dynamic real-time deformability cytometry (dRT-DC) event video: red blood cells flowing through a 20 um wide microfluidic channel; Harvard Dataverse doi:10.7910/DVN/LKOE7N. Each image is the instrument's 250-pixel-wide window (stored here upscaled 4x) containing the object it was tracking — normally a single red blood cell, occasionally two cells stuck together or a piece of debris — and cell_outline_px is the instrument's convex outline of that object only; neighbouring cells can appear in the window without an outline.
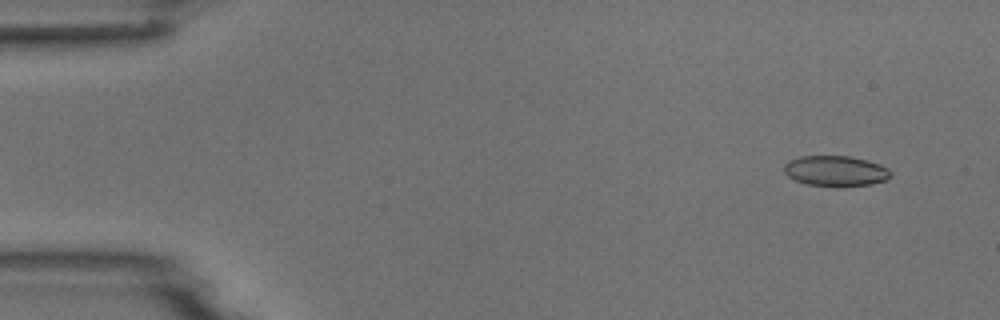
{"species": "common noctule bat (a hibernating species)", "species_latin": "Nyctalus noctula", "temperature_condition": "room temperature", "stored_images_in_passage": 4, "camera_frame_rate_fps": 3000, "um_per_image_px": 0.085, "animal": {"sex": "male", "body_mass_g": 18.8}, "frame": {"image": 1, "passage_image": 1, "time_ms": 0.0, "image_size_px": [1000, 320], "cell_outline_px": [[892, 172], [884, 180], [868, 184], [808, 184], [796, 180], [788, 176], [784, 172], [784, 164], [788, 160], [800, 156], [848, 156], [880, 164], [888, 168]], "centroid_in_image_um": [70.97, 14.48], "position_along_channel_um": 14.0, "area_um2": 18.09}}
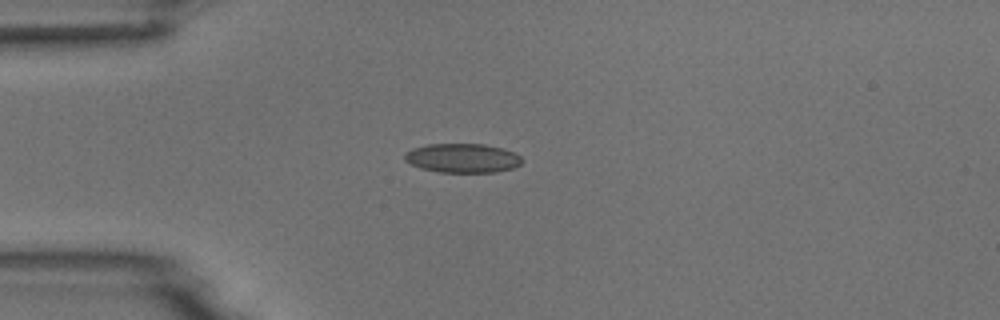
{"frame": {"image": 2, "passage_image": 4, "time_ms": 3.333, "image_size_px": [1000, 320], "cell_outline_px": [[520, 164], [516, 168], [496, 172], [440, 172], [420, 168], [404, 160], [404, 156], [412, 148], [428, 144], [484, 144], [516, 152], [520, 156]], "centroid_in_image_um": [39.33, 13.44], "position_along_channel_um": 45.7, "area_um2": 19.88}}